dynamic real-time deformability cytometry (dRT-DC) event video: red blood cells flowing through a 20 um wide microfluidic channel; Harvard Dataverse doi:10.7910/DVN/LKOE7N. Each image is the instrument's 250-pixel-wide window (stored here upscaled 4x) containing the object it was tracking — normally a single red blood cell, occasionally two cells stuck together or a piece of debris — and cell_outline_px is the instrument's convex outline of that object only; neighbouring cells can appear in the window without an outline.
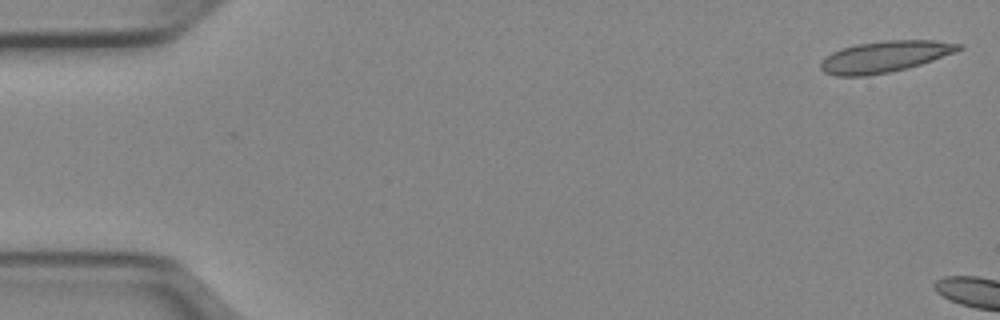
{"species": "Egyptian fruit bat (a non-hibernating species)", "species_latin": "Rousettus aegyptiacus", "temperature_condition": "cold", "stored_images_in_passage": 2, "camera_frame_rate_fps": 3000, "um_per_image_px": 0.085, "animal": {"sex": "female"}, "frame": {"image": 1, "passage_image": 2, "time_ms": 0.333, "image_size_px": [1000, 320], "cell_outline_px": [[964, 48], [956, 52], [908, 68], [868, 76], [836, 76], [824, 72], [820, 68], [820, 64], [832, 52], [840, 48], [856, 44], [884, 40], [936, 40], [964, 44]], "centroid_in_image_um": [75.24, 4.8], "position_along_channel_um": 9.8, "area_um2": 25.26}}